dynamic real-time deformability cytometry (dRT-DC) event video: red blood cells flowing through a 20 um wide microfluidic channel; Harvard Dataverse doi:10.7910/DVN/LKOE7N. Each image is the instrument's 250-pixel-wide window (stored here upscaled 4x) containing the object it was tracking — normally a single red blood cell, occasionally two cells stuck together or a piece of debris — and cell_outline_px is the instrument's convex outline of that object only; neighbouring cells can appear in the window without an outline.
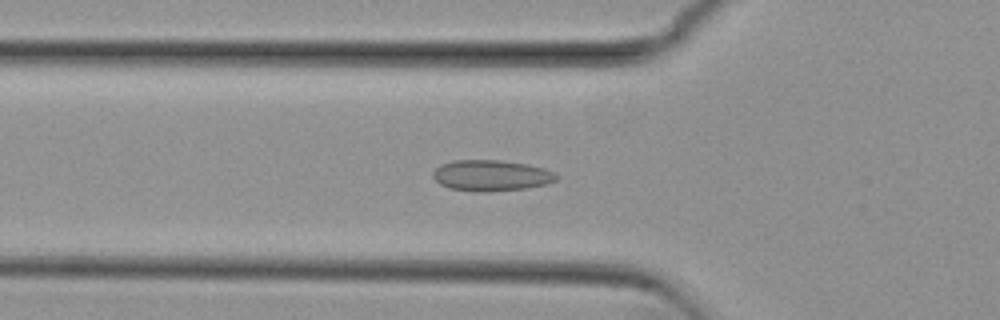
{"species": "common noctule bat (a hibernating species)", "species_latin": "Nyctalus noctula", "temperature_condition": "cold", "stored_images_in_passage": 41, "camera_frame_rate_fps": 3000, "um_per_image_px": 0.085, "animal": {"sex": "female", "body_mass_g": 29.2, "forearm_length_mm": 56.3}, "frame": {"image": 1, "passage_image": 16, "time_ms": 5.0, "image_size_px": [1000, 320], "cell_outline_px": [[560, 176], [556, 180], [548, 184], [528, 188], [488, 192], [472, 192], [448, 188], [440, 184], [432, 176], [432, 172], [440, 164], [452, 160], [500, 160], [528, 164], [544, 168]], "centroid_in_image_um": [41.74, 14.92], "position_along_channel_um": 84.1, "area_um2": 22.66}}
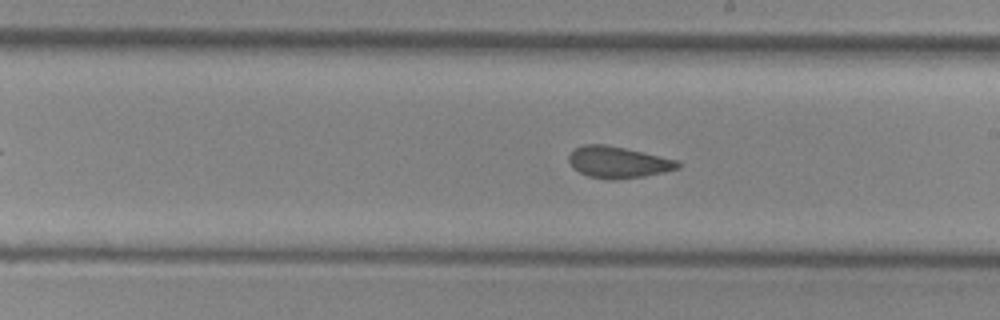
{"frame": {"image": 2, "passage_image": 28, "time_ms": 9.0, "image_size_px": [1000, 320], "cell_outline_px": [[680, 168], [664, 172], [644, 176], [612, 180], [608, 180], [588, 176], [572, 168], [568, 160], [568, 156], [576, 148], [584, 144], [604, 144], [624, 148], [680, 160]], "centroid_in_image_um": [52.55, 13.79], "position_along_channel_um": 236.5, "area_um2": 20.06}}
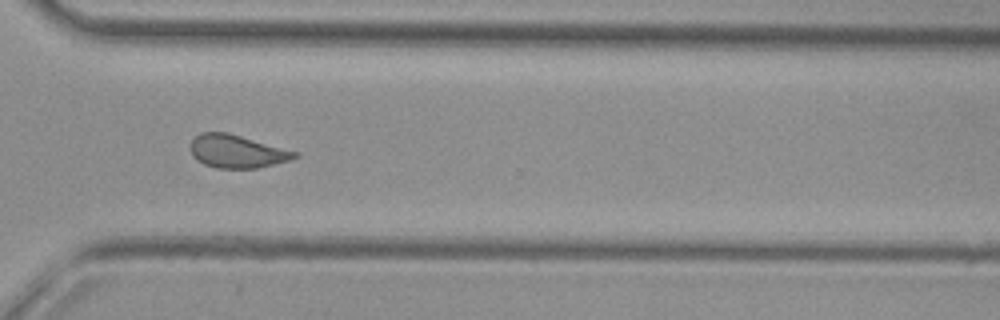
{"frame": {"image": 3, "passage_image": 37, "time_ms": 12.0, "image_size_px": [1000, 320], "cell_outline_px": [[300, 156], [292, 160], [256, 168], [216, 168], [204, 164], [196, 160], [192, 156], [188, 148], [192, 140], [200, 132], [228, 132], [300, 152]], "centroid_in_image_um": [20.15, 12.86], "position_along_channel_um": 350.5, "area_um2": 20.46}, "authors_computed_cell_mechanics": {"area_um2": 20.8658, "velocity_mm_per_s": 3.7949, "shape_relaxation_time_tau1_ms": null, "shape_relaxation_time_tau2_ms": 1.3919, "deformation_change_tau1": null, "deformation_change_tau2": 0.0856}}